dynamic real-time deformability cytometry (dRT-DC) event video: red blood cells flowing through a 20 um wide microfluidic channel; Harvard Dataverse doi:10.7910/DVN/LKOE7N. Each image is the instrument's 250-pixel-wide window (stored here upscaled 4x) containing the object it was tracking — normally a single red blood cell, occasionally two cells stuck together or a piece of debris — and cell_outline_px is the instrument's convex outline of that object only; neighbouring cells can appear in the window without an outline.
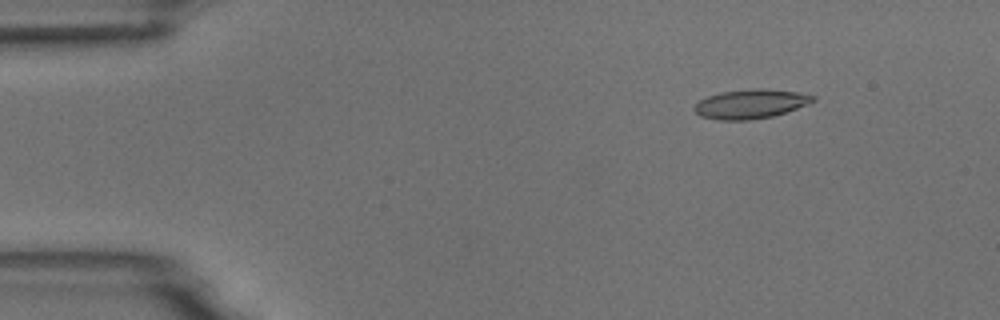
{"species": "common noctule bat (a hibernating species)", "species_latin": "Nyctalus noctula", "temperature_condition": "room temperature", "stored_images_in_passage": 7, "camera_frame_rate_fps": 3000, "um_per_image_px": 0.085, "animal": {"sex": "male", "body_mass_g": 18.8}, "frame": {"image": 1, "passage_image": 2, "time_ms": 1.0, "image_size_px": [1000, 320], "cell_outline_px": [[816, 100], [808, 104], [772, 116], [748, 120], [720, 120], [700, 116], [692, 108], [700, 100], [708, 96], [720, 92], [756, 88], [760, 88], [796, 92], [816, 96]], "centroid_in_image_um": [63.78, 8.83], "position_along_channel_um": 21.2, "area_um2": 20.0}}
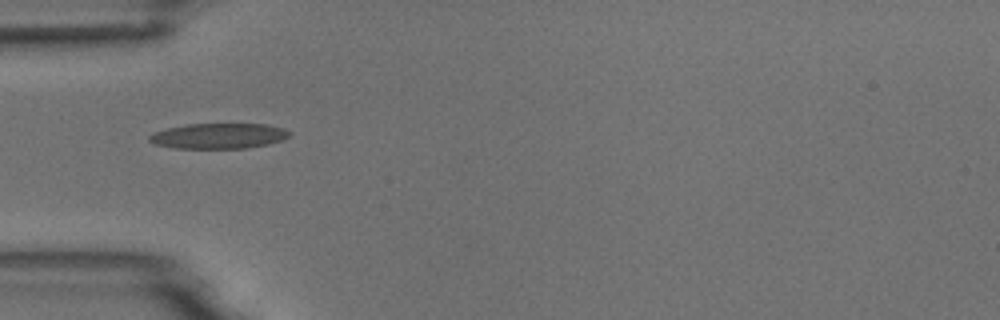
{"frame": {"image": 2, "passage_image": 4, "time_ms": 4.333, "image_size_px": [1000, 320], "cell_outline_px": [[292, 132], [288, 136], [280, 140], [268, 144], [248, 148], [176, 148], [156, 144], [148, 140], [148, 136], [152, 132], [168, 128], [188, 124], [268, 124], [284, 128]], "centroid_in_image_um": [18.59, 11.55], "position_along_channel_um": 66.4, "area_um2": 20.69}}